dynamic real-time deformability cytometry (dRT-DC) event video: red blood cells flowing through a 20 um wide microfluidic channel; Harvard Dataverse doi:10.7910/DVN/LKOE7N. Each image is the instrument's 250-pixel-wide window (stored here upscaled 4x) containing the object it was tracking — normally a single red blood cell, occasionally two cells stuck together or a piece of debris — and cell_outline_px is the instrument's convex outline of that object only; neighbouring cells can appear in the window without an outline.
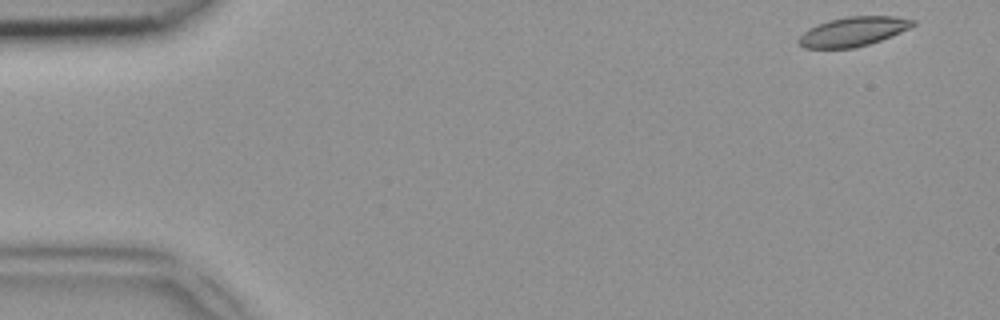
{"species": "common noctule bat (a hibernating species)", "species_latin": "Nyctalus noctula", "temperature_condition": "room temperature", "stored_images_in_passage": 47, "camera_frame_rate_fps": 3000, "um_per_image_px": 0.085, "animal": {"sex": "female", "body_mass_g": 18.4}, "frame": {"image": 1, "passage_image": 1, "time_ms": 0.0, "image_size_px": [1000, 320], "cell_outline_px": [[916, 24], [900, 32], [880, 40], [856, 48], [804, 48], [796, 40], [804, 32], [820, 24], [832, 20], [848, 16], [896, 16], [916, 20]], "centroid_in_image_um": [72.55, 2.68], "position_along_channel_um": 12.5, "area_um2": 19.19}}
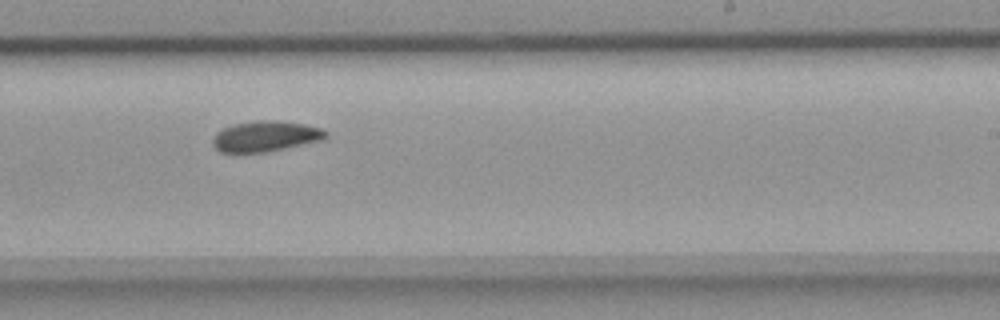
{"frame": {"image": 2, "passage_image": 28, "time_ms": 9.0, "image_size_px": [1000, 320], "cell_outline_px": [[328, 136], [324, 140], [268, 152], [220, 152], [212, 144], [212, 140], [216, 132], [232, 124], [260, 120], [276, 120], [304, 124], [320, 128], [328, 132]], "centroid_in_image_um": [22.59, 11.58], "position_along_channel_um": 266.4, "area_um2": 20.29}}
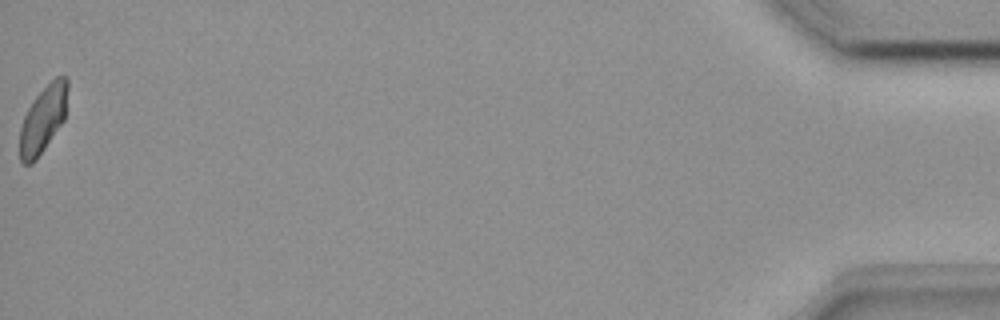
{"frame": {"image": 3, "passage_image": 47, "time_ms": 15.333, "image_size_px": [1000, 320], "cell_outline_px": [[68, 88], [64, 120], [36, 160], [32, 164], [24, 164], [20, 160], [20, 128], [24, 116], [28, 108], [36, 96], [56, 76], [64, 76], [68, 80]], "centroid_in_image_um": [3.66, 10.14], "position_along_channel_um": 431.5, "area_um2": 18.44}}